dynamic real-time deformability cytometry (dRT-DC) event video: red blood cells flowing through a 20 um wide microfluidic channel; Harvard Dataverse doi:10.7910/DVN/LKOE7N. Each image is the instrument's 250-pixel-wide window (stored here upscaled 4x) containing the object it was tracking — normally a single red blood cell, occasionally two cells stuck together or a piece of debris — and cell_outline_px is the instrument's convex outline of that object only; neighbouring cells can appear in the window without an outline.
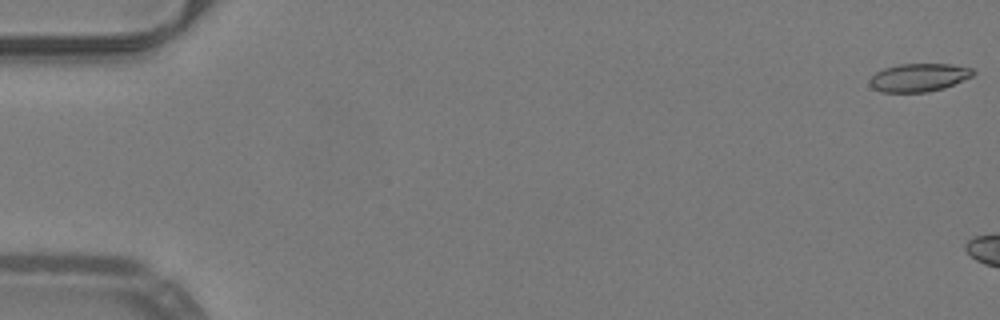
{"species": "common noctule bat (a hibernating species)", "species_latin": "Nyctalus noctula", "temperature_condition": "warm", "stored_images_in_passage": 7, "camera_frame_rate_fps": 3000, "um_per_image_px": 0.085, "animal": {"sex": "male", "body_mass_g": 19.2, "forearm_length_mm": 51.8}, "frame": {"image": 1, "passage_image": 1, "time_ms": 0.0, "image_size_px": [1000, 320], "cell_outline_px": [[976, 72], [972, 76], [944, 88], [928, 92], [880, 92], [872, 88], [868, 84], [868, 80], [876, 72], [884, 68], [900, 64], [952, 64], [972, 68]], "centroid_in_image_um": [78.07, 6.59], "position_along_channel_um": 6.9, "area_um2": 17.05}}